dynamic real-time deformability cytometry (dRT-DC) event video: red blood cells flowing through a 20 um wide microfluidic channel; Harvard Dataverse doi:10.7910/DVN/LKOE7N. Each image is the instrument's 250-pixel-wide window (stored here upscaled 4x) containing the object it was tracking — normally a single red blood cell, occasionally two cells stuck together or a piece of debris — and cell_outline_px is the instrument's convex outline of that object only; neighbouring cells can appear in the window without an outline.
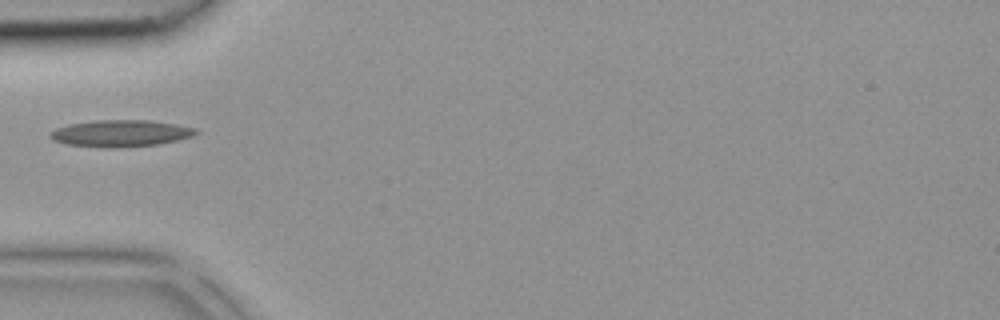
{"species": "common noctule bat (a hibernating species)", "species_latin": "Nyctalus noctula", "temperature_condition": "room temperature", "stored_images_in_passage": 28, "camera_frame_rate_fps": 3000, "um_per_image_px": 0.085, "animal": {"sex": "female", "body_mass_g": 18.4}, "frame": {"image": 1, "passage_image": 1, "time_ms": 0.0, "image_size_px": [1000, 320], "cell_outline_px": [[200, 132], [192, 136], [176, 140], [156, 144], [112, 148], [104, 148], [64, 144], [52, 140], [48, 136], [56, 128], [68, 124], [96, 120], [148, 120], [176, 124], [196, 128]], "centroid_in_image_um": [10.22, 11.33], "position_along_channel_um": 74.8, "area_um2": 22.72}}
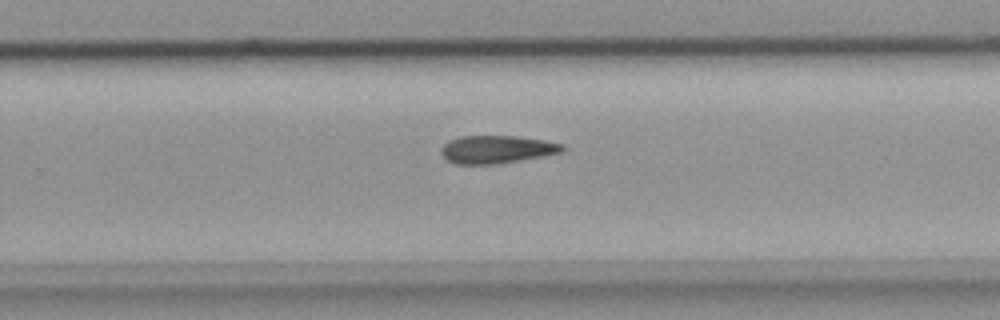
{"frame": {"image": 2, "passage_image": 14, "time_ms": 4.333, "image_size_px": [1000, 320], "cell_outline_px": [[564, 148], [560, 152], [544, 156], [500, 164], [456, 164], [448, 160], [440, 152], [440, 148], [448, 140], [460, 136], [516, 136], [544, 140], [560, 144]], "centroid_in_image_um": [42.17, 12.7], "position_along_channel_um": 287.6, "area_um2": 19.65}}
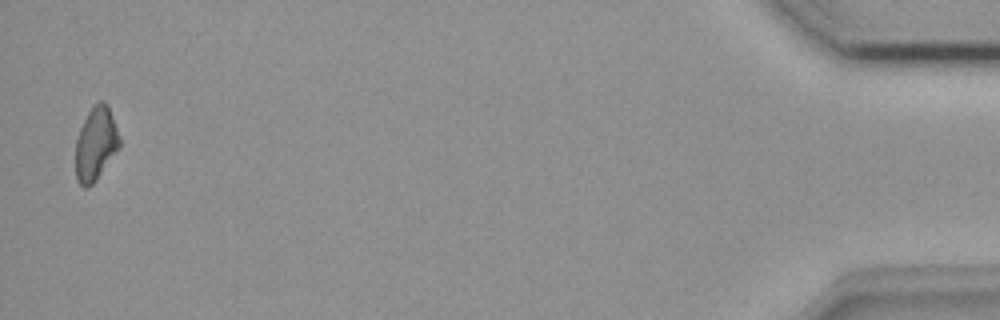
{"frame": {"image": 3, "passage_image": 28, "time_ms": 9.0, "image_size_px": [1000, 320], "cell_outline_px": [[120, 148], [96, 180], [88, 188], [84, 188], [76, 180], [76, 140], [80, 128], [88, 112], [100, 100], [104, 100], [108, 108], [120, 136]], "centroid_in_image_um": [8.14, 12.27], "position_along_channel_um": 427.1, "area_um2": 18.67}}